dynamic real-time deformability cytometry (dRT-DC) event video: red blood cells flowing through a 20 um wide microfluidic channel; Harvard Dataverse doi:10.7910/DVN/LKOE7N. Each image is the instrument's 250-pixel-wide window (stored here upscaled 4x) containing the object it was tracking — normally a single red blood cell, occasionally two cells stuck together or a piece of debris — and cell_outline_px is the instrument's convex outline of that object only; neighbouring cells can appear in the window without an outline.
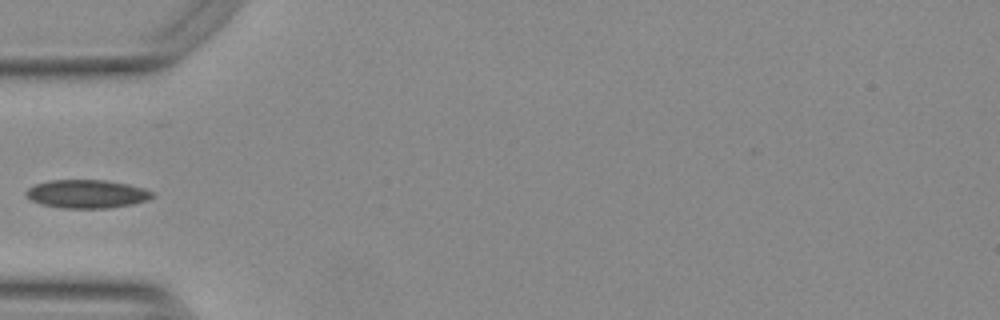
{"species": "Egyptian fruit bat (a non-hibernating species)", "species_latin": "Rousettus aegyptiacus", "temperature_condition": "warm", "stored_images_in_passage": 38, "camera_frame_rate_fps": 3000, "um_per_image_px": 0.085, "animal": {"sex": "female"}, "frame": {"image": 1, "passage_image": 1, "time_ms": 0.0, "image_size_px": [1000, 320], "cell_outline_px": [[156, 196], [148, 200], [132, 204], [108, 208], [64, 208], [40, 204], [32, 200], [24, 192], [28, 188], [36, 184], [48, 180], [104, 180], [128, 184], [144, 188], [152, 192]], "centroid_in_image_um": [7.4, 16.48], "position_along_channel_um": 77.6, "area_um2": 20.87}}
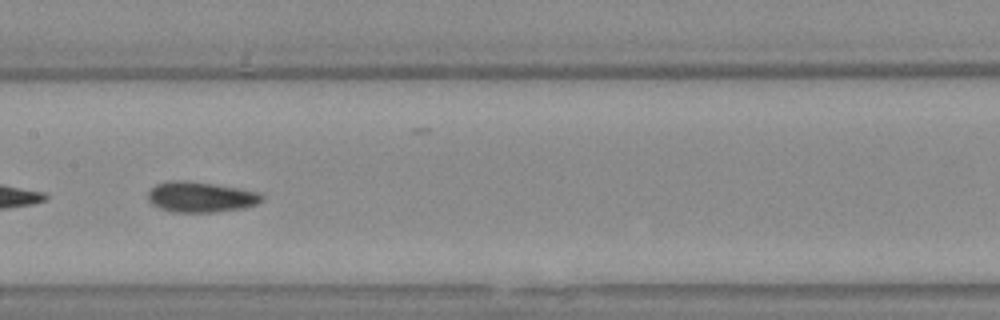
{"frame": {"image": 2, "passage_image": 10, "time_ms": 3.0, "image_size_px": [1000, 320], "cell_outline_px": [[264, 200], [256, 204], [244, 208], [212, 212], [172, 212], [160, 208], [152, 204], [148, 200], [148, 192], [156, 184], [168, 180], [188, 180], [260, 192], [264, 196]], "centroid_in_image_um": [17.05, 16.74], "position_along_channel_um": 190.3, "area_um2": 20.29}}
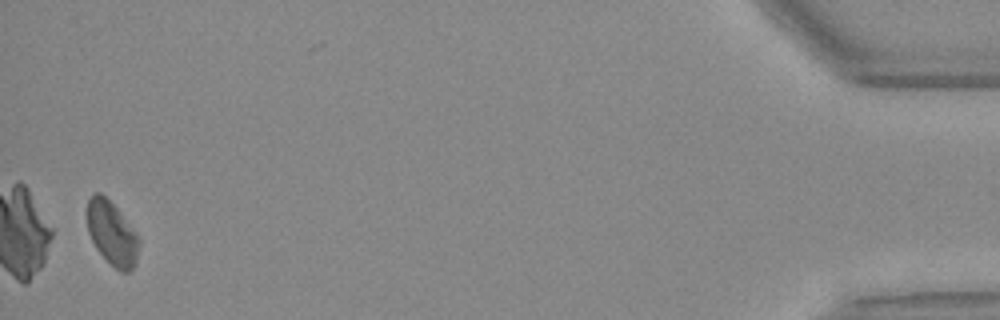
{"frame": {"image": 3, "passage_image": 36, "time_ms": 11.667, "image_size_px": [1000, 320], "cell_outline_px": [[140, 244], [136, 260], [132, 268], [128, 272], [120, 272], [96, 248], [88, 232], [88, 200], [96, 192], [100, 192], [116, 208], [136, 232], [140, 240]], "centroid_in_image_um": [9.54, 19.84], "position_along_channel_um": 425.7, "area_um2": 18.79}}